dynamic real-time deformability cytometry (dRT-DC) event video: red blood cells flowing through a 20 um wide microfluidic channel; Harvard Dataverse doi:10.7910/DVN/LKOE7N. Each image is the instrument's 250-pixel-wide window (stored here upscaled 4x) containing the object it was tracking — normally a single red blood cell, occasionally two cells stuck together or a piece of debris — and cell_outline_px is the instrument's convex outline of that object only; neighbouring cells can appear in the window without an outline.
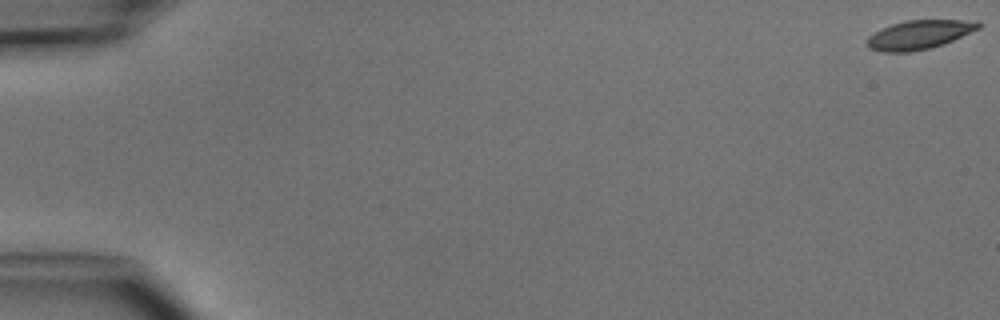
{"species": "common noctule bat (a hibernating species)", "species_latin": "Nyctalus noctula", "temperature_condition": "cold", "stored_images_in_passage": 5, "camera_frame_rate_fps": 3000, "um_per_image_px": 0.085, "animal": {"sex": "male", "body_mass_g": 15.6}, "frame": {"image": 1, "passage_image": 1, "time_ms": 0.0, "image_size_px": [1000, 320], "cell_outline_px": [[984, 24], [980, 28], [944, 44], [932, 48], [912, 52], [880, 52], [868, 48], [864, 44], [864, 40], [868, 36], [892, 24], [904, 20], [976, 20]], "centroid_in_image_um": [78.12, 2.96], "position_along_channel_um": 6.9, "area_um2": 19.13}}
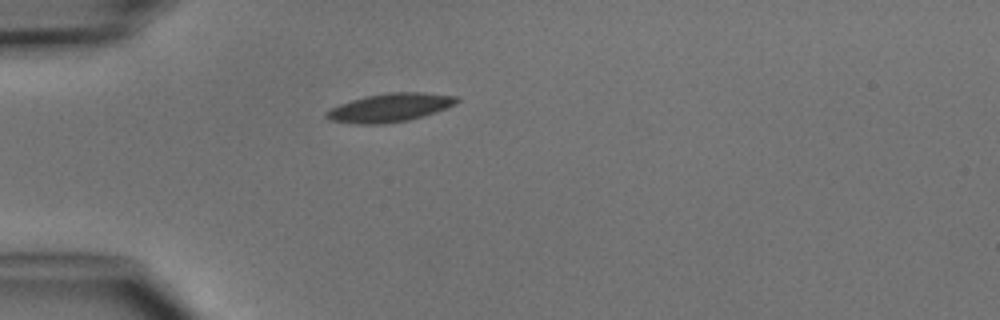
{"frame": {"image": 2, "passage_image": 5, "time_ms": 4.667, "image_size_px": [1000, 320], "cell_outline_px": [[460, 100], [456, 104], [448, 108], [424, 116], [408, 120], [384, 124], [356, 124], [328, 120], [324, 116], [324, 112], [340, 104], [364, 96], [388, 92], [420, 92], [456, 96]], "centroid_in_image_um": [33.14, 9.15], "position_along_channel_um": 51.9, "area_um2": 21.79}}